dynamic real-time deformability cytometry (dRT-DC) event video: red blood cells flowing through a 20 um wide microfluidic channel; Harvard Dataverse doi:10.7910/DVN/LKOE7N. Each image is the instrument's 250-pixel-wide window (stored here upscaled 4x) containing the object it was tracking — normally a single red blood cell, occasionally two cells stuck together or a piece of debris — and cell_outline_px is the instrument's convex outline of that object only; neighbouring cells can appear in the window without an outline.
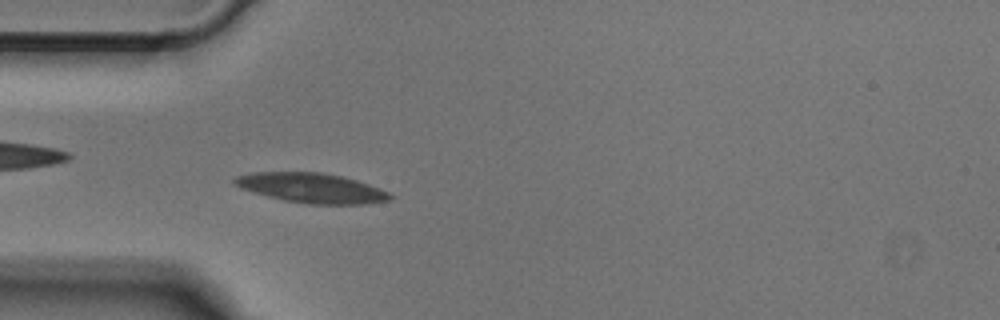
{"species": "Egyptian fruit bat (a non-hibernating species)", "species_latin": "Rousettus aegyptiacus", "temperature_condition": "cold", "stored_images_in_passage": 43, "camera_frame_rate_fps": 3000, "um_per_image_px": 0.085, "animal": {"sex": "male"}, "frame": {"image": 1, "passage_image": 7, "time_ms": 2.0, "image_size_px": [1000, 320], "cell_outline_px": [[392, 196], [388, 200], [364, 204], [308, 204], [284, 200], [268, 196], [240, 188], [232, 184], [232, 180], [236, 176], [252, 172], [324, 172], [356, 180], [368, 184], [388, 192]], "centroid_in_image_um": [26.43, 15.97], "position_along_channel_um": 58.6, "area_um2": 26.82}}
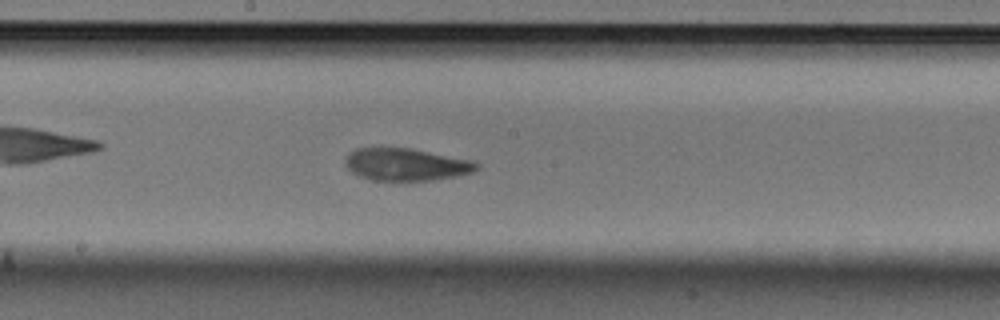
{"frame": {"image": 2, "passage_image": 19, "time_ms": 6.0, "image_size_px": [1000, 320], "cell_outline_px": [[480, 168], [472, 172], [456, 176], [432, 180], [372, 180], [360, 176], [352, 172], [344, 164], [344, 160], [356, 148], [412, 148], [472, 160], [480, 164]], "centroid_in_image_um": [34.55, 13.98], "position_along_channel_um": 213.6, "area_um2": 24.68}}
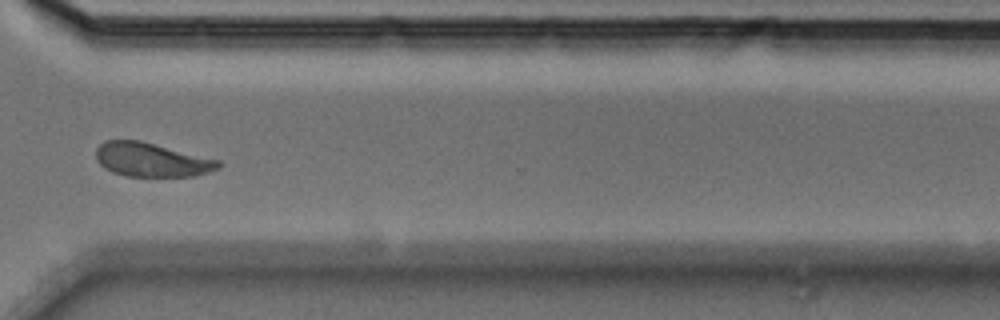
{"frame": {"image": 3, "passage_image": 30, "time_ms": 9.667, "image_size_px": [1000, 320], "cell_outline_px": [[224, 164], [220, 168], [208, 172], [192, 176], [128, 176], [112, 172], [104, 168], [96, 160], [96, 148], [104, 140], [140, 140], [220, 160]], "centroid_in_image_um": [12.89, 13.57], "position_along_channel_um": 357.7, "area_um2": 24.33}}